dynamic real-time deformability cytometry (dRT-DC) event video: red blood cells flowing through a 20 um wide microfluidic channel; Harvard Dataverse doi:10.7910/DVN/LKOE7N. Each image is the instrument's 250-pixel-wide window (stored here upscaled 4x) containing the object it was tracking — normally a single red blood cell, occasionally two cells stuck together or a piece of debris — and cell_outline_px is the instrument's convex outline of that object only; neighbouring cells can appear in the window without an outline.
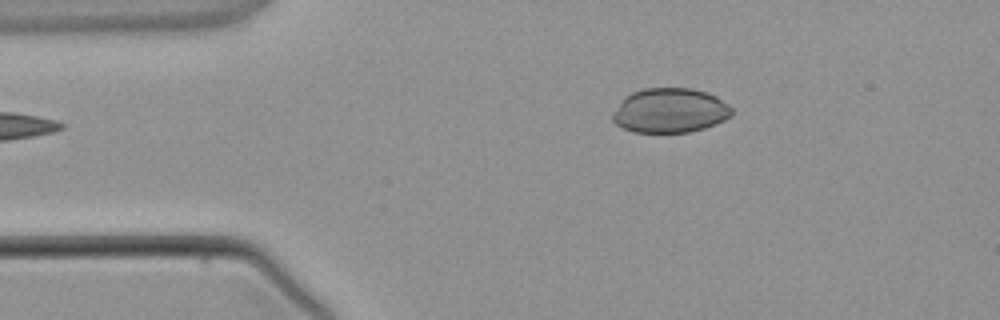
{"species": "common noctule bat (a hibernating species)", "species_latin": "Nyctalus noctula", "temperature_condition": "warm", "stored_images_in_passage": 2, "camera_frame_rate_fps": 3000, "um_per_image_px": 0.085, "animal": {"sex": "male", "body_mass_g": 21.5, "forearm_length_mm": 52.0}, "frame": {"image": 1, "passage_image": 2, "time_ms": 1.333, "image_size_px": [1000, 320], "cell_outline_px": [[732, 116], [716, 124], [704, 128], [688, 132], [632, 132], [616, 124], [612, 120], [612, 112], [624, 96], [632, 92], [644, 88], [692, 88], [708, 92], [716, 96], [728, 104], [732, 108]], "centroid_in_image_um": [56.94, 9.38], "position_along_channel_um": 28.1, "area_um2": 31.21}}